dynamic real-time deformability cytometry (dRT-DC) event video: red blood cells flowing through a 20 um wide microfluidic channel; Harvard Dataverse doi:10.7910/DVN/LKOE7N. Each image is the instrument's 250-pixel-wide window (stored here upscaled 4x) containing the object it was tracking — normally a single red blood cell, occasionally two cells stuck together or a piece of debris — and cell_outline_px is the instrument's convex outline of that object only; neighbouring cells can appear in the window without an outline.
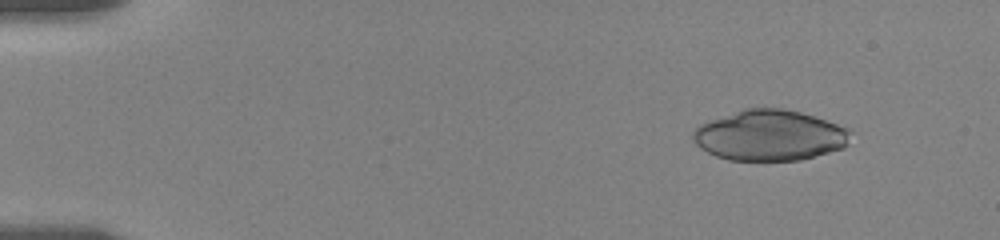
{"species": "human", "species_latin": "Homo sapiens", "temperature_condition": "room temperature", "stored_images_in_passage": 43, "camera_frame_rate_fps": 3000, "um_per_image_px": 0.085, "donor": {"sex": "female"}, "frame": {"image": 1, "passage_image": 2, "time_ms": 0.667, "image_size_px": [1000, 240], "cell_outline_px": [[852, 132], [848, 144], [844, 148], [800, 160], [728, 160], [716, 156], [700, 148], [692, 140], [692, 132], [700, 124], [708, 120], [744, 108], [784, 108], [800, 112], [848, 128]], "centroid_in_image_um": [65.4, 11.5], "position_along_channel_um": 19.6, "area_um2": 46.59}}
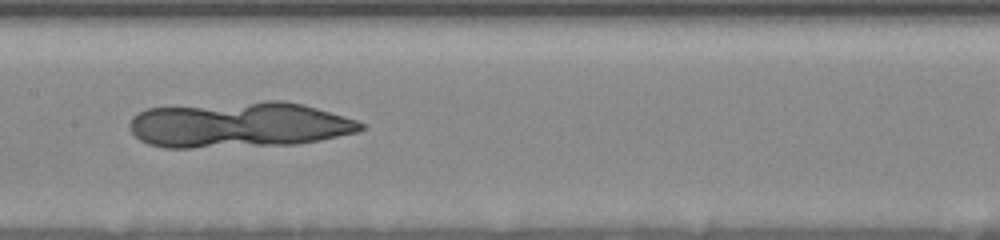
{"frame": {"image": 2, "passage_image": 19, "time_ms": 8.333, "image_size_px": [1000, 240], "cell_outline_px": [[364, 128], [356, 132], [320, 140], [296, 144], [192, 148], [164, 148], [148, 144], [140, 140], [132, 132], [128, 124], [132, 116], [148, 108], [264, 100], [284, 100], [304, 104], [344, 116], [356, 120], [364, 124]], "centroid_in_image_um": [20.3, 10.6], "position_along_channel_um": 187.1, "area_um2": 61.96}}
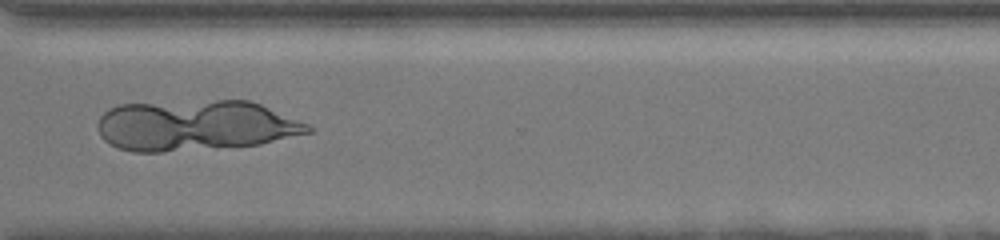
{"frame": {"image": 3, "passage_image": 31, "time_ms": 13.0, "image_size_px": [1000, 240], "cell_outline_px": [[312, 132], [260, 144], [164, 152], [132, 152], [116, 148], [104, 140], [100, 136], [96, 124], [100, 116], [104, 112], [120, 104], [216, 100], [248, 100], [260, 104], [308, 124], [312, 128]], "centroid_in_image_um": [16.56, 10.67], "position_along_channel_um": 354.0, "area_um2": 62.08}}